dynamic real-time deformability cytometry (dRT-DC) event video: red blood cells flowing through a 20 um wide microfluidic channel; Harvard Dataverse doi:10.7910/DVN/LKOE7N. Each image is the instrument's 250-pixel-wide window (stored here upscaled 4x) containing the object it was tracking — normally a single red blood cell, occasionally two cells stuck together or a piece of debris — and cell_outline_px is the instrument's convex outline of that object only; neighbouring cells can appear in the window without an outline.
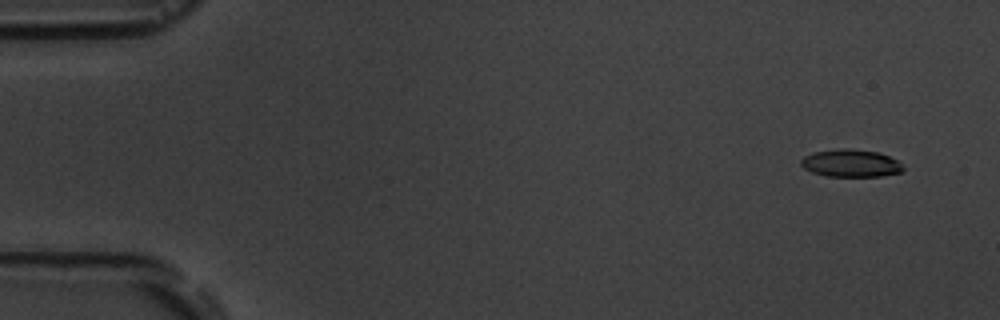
{"species": "common noctule bat (a hibernating species)", "species_latin": "Nyctalus noctula", "temperature_condition": "room temperature", "stored_images_in_passage": 6, "camera_frame_rate_fps": 3000, "um_per_image_px": 0.085, "animal": {"sex": "male", "body_mass_g": 19.5, "forearm_length_mm": 54.6}, "frame": {"image": 1, "passage_image": 1, "time_ms": 0.0, "image_size_px": [1000, 320], "cell_outline_px": [[904, 172], [880, 176], [824, 176], [812, 172], [804, 168], [800, 164], [800, 160], [804, 156], [812, 152], [840, 148], [848, 148], [876, 152], [888, 156], [896, 160], [904, 168]], "centroid_in_image_um": [72.28, 13.87], "position_along_channel_um": 12.7, "area_um2": 16.42}}
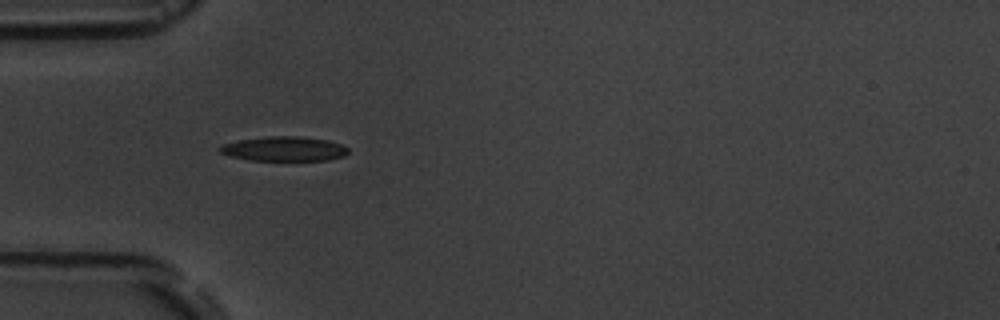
{"frame": {"image": 2, "passage_image": 5, "time_ms": 4.667, "image_size_px": [1000, 320], "cell_outline_px": [[348, 152], [344, 156], [328, 160], [248, 160], [232, 156], [220, 152], [216, 148], [224, 144], [236, 140], [268, 136], [300, 136], [328, 140], [340, 144], [348, 148]], "centroid_in_image_um": [24.13, 12.64], "position_along_channel_um": 60.9, "area_um2": 18.38}}
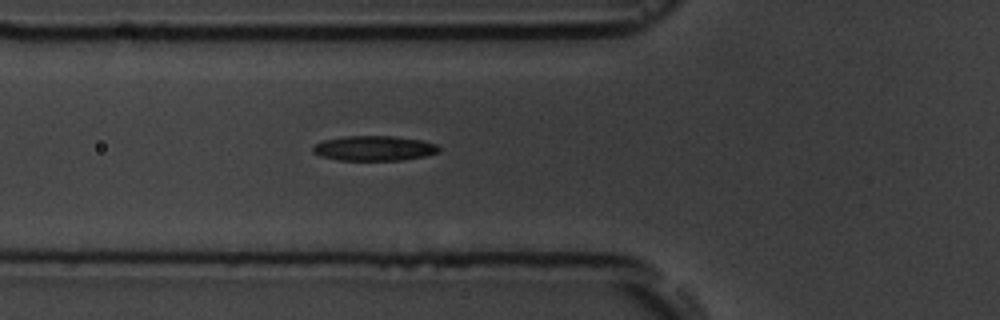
{"frame": {"image": 3, "passage_image": 6, "time_ms": 5.667, "image_size_px": [1000, 320], "cell_outline_px": [[440, 152], [424, 156], [400, 160], [340, 160], [320, 156], [312, 152], [312, 148], [316, 144], [324, 140], [344, 136], [392, 136], [420, 140], [436, 144], [440, 148]], "centroid_in_image_um": [31.79, 12.6], "position_along_channel_um": 94.0, "area_um2": 18.21}}